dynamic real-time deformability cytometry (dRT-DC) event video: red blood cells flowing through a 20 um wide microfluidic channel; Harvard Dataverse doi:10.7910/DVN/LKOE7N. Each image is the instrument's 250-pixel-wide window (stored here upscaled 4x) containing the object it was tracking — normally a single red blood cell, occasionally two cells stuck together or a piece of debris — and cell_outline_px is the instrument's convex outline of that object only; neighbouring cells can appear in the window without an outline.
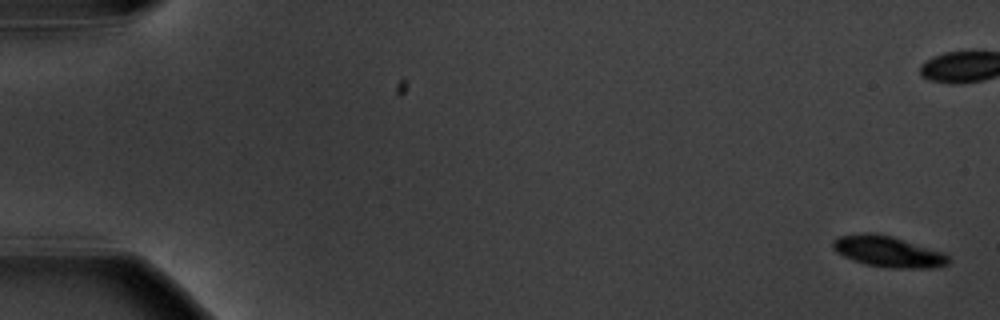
{"species": "common noctule bat (a hibernating species)", "species_latin": "Nyctalus noctula", "temperature_condition": "warm", "stored_images_in_passage": 7, "camera_frame_rate_fps": 3000, "um_per_image_px": 0.085, "animal": {"sex": "male", "body_mass_g": 20.1, "forearm_length_mm": 53.5}, "frame": {"image": 1, "passage_image": 1, "time_ms": 0.0, "image_size_px": [1000, 320], "cell_outline_px": [[952, 260], [948, 264], [936, 268], [888, 268], [864, 264], [852, 260], [836, 252], [832, 248], [832, 240], [840, 236], [864, 232], [872, 232], [892, 236], [944, 252]], "centroid_in_image_um": [75.5, 21.39], "position_along_channel_um": 9.5, "area_um2": 21.21}}